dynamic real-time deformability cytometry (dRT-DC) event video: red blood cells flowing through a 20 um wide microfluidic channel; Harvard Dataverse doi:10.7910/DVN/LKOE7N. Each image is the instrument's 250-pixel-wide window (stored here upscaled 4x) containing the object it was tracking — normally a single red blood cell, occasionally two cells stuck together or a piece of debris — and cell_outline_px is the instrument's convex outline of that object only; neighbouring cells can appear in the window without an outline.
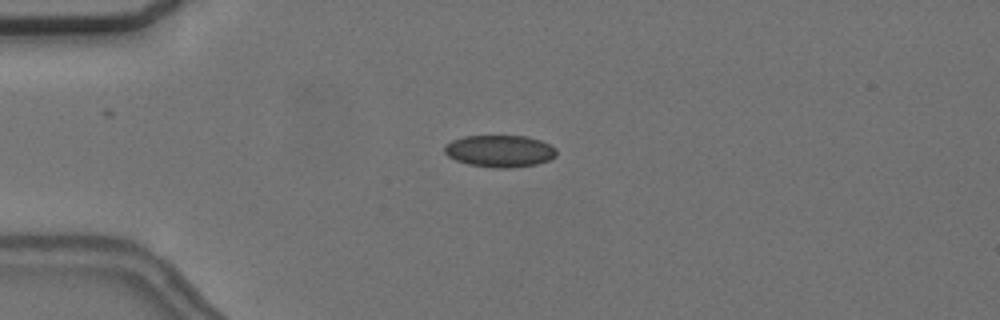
{"species": "common noctule bat (a hibernating species)", "species_latin": "Nyctalus noctula", "temperature_condition": "cold", "stored_images_in_passage": 5, "camera_frame_rate_fps": 3000, "um_per_image_px": 0.085, "animal": {"sex": "female", "body_mass_g": 24.6, "forearm_length_mm": 56.2}, "frame": {"image": 1, "passage_image": 1, "time_ms": 0.0, "image_size_px": [1000, 320], "cell_outline_px": [[556, 156], [548, 160], [536, 164], [512, 168], [492, 168], [468, 164], [456, 160], [448, 156], [444, 152], [444, 144], [452, 140], [464, 136], [528, 136], [552, 144], [556, 148]], "centroid_in_image_um": [42.48, 12.84], "position_along_channel_um": 42.5, "area_um2": 21.1}}